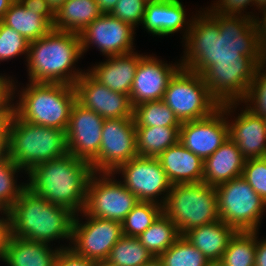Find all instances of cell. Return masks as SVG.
I'll return each instance as SVG.
<instances>
[{"mask_svg":"<svg viewBox=\"0 0 266 266\" xmlns=\"http://www.w3.org/2000/svg\"><path fill=\"white\" fill-rule=\"evenodd\" d=\"M181 44V68L200 75L215 63L261 65L262 49L254 20L245 15H222L207 5L193 18Z\"/></svg>","mask_w":266,"mask_h":266,"instance_id":"1","label":"cell"},{"mask_svg":"<svg viewBox=\"0 0 266 266\" xmlns=\"http://www.w3.org/2000/svg\"><path fill=\"white\" fill-rule=\"evenodd\" d=\"M8 213L11 235L59 249L70 248L75 214L68 208L53 204L26 188Z\"/></svg>","mask_w":266,"mask_h":266,"instance_id":"2","label":"cell"},{"mask_svg":"<svg viewBox=\"0 0 266 266\" xmlns=\"http://www.w3.org/2000/svg\"><path fill=\"white\" fill-rule=\"evenodd\" d=\"M93 172L90 163L67 153L34 166L27 173V188L76 215L84 209L87 186Z\"/></svg>","mask_w":266,"mask_h":266,"instance_id":"3","label":"cell"},{"mask_svg":"<svg viewBox=\"0 0 266 266\" xmlns=\"http://www.w3.org/2000/svg\"><path fill=\"white\" fill-rule=\"evenodd\" d=\"M83 59L79 33L52 29L47 35L30 41L26 59L29 82L61 83L74 86L86 72L78 63Z\"/></svg>","mask_w":266,"mask_h":266,"instance_id":"4","label":"cell"},{"mask_svg":"<svg viewBox=\"0 0 266 266\" xmlns=\"http://www.w3.org/2000/svg\"><path fill=\"white\" fill-rule=\"evenodd\" d=\"M16 78V79H15ZM13 82L14 114L21 120L66 131L75 87L61 83Z\"/></svg>","mask_w":266,"mask_h":266,"instance_id":"5","label":"cell"},{"mask_svg":"<svg viewBox=\"0 0 266 266\" xmlns=\"http://www.w3.org/2000/svg\"><path fill=\"white\" fill-rule=\"evenodd\" d=\"M6 149L9 158L28 173L34 166L68 153L66 131L26 122L14 114Z\"/></svg>","mask_w":266,"mask_h":266,"instance_id":"6","label":"cell"},{"mask_svg":"<svg viewBox=\"0 0 266 266\" xmlns=\"http://www.w3.org/2000/svg\"><path fill=\"white\" fill-rule=\"evenodd\" d=\"M162 212L183 236L193 228L220 219L216 189L203 182L174 184L162 206Z\"/></svg>","mask_w":266,"mask_h":266,"instance_id":"7","label":"cell"},{"mask_svg":"<svg viewBox=\"0 0 266 266\" xmlns=\"http://www.w3.org/2000/svg\"><path fill=\"white\" fill-rule=\"evenodd\" d=\"M219 218L238 232L260 231L266 202L242 177L215 186Z\"/></svg>","mask_w":266,"mask_h":266,"instance_id":"8","label":"cell"},{"mask_svg":"<svg viewBox=\"0 0 266 266\" xmlns=\"http://www.w3.org/2000/svg\"><path fill=\"white\" fill-rule=\"evenodd\" d=\"M162 100L181 123L205 118L220 106L209 93L203 76L186 68L174 74Z\"/></svg>","mask_w":266,"mask_h":266,"instance_id":"9","label":"cell"},{"mask_svg":"<svg viewBox=\"0 0 266 266\" xmlns=\"http://www.w3.org/2000/svg\"><path fill=\"white\" fill-rule=\"evenodd\" d=\"M138 202L137 197L113 172H93L88 182L83 212L122 223Z\"/></svg>","mask_w":266,"mask_h":266,"instance_id":"10","label":"cell"},{"mask_svg":"<svg viewBox=\"0 0 266 266\" xmlns=\"http://www.w3.org/2000/svg\"><path fill=\"white\" fill-rule=\"evenodd\" d=\"M114 174L138 199L164 205L172 184L157 157L137 156L122 164Z\"/></svg>","mask_w":266,"mask_h":266,"instance_id":"11","label":"cell"},{"mask_svg":"<svg viewBox=\"0 0 266 266\" xmlns=\"http://www.w3.org/2000/svg\"><path fill=\"white\" fill-rule=\"evenodd\" d=\"M122 236V223L92 217L82 211L74 216L70 248L86 259L104 260Z\"/></svg>","mask_w":266,"mask_h":266,"instance_id":"12","label":"cell"},{"mask_svg":"<svg viewBox=\"0 0 266 266\" xmlns=\"http://www.w3.org/2000/svg\"><path fill=\"white\" fill-rule=\"evenodd\" d=\"M136 31L129 23L102 14L80 33L83 58L87 51L95 48L104 58L135 51Z\"/></svg>","mask_w":266,"mask_h":266,"instance_id":"13","label":"cell"},{"mask_svg":"<svg viewBox=\"0 0 266 266\" xmlns=\"http://www.w3.org/2000/svg\"><path fill=\"white\" fill-rule=\"evenodd\" d=\"M138 156L133 118L104 119L99 154L91 163L94 172H115Z\"/></svg>","mask_w":266,"mask_h":266,"instance_id":"14","label":"cell"},{"mask_svg":"<svg viewBox=\"0 0 266 266\" xmlns=\"http://www.w3.org/2000/svg\"><path fill=\"white\" fill-rule=\"evenodd\" d=\"M228 123V136L247 159L266 157V125L241 102L223 104Z\"/></svg>","mask_w":266,"mask_h":266,"instance_id":"15","label":"cell"},{"mask_svg":"<svg viewBox=\"0 0 266 266\" xmlns=\"http://www.w3.org/2000/svg\"><path fill=\"white\" fill-rule=\"evenodd\" d=\"M173 61L168 62L154 53L144 52L139 59L129 95L133 107L143 102L163 99L169 81L181 68L180 57Z\"/></svg>","mask_w":266,"mask_h":266,"instance_id":"16","label":"cell"},{"mask_svg":"<svg viewBox=\"0 0 266 266\" xmlns=\"http://www.w3.org/2000/svg\"><path fill=\"white\" fill-rule=\"evenodd\" d=\"M258 67L257 63H215L202 76L209 93L220 105L241 102Z\"/></svg>","mask_w":266,"mask_h":266,"instance_id":"17","label":"cell"},{"mask_svg":"<svg viewBox=\"0 0 266 266\" xmlns=\"http://www.w3.org/2000/svg\"><path fill=\"white\" fill-rule=\"evenodd\" d=\"M103 122L104 118L98 113L76 100L66 130L68 153L91 164L99 154Z\"/></svg>","mask_w":266,"mask_h":266,"instance_id":"18","label":"cell"},{"mask_svg":"<svg viewBox=\"0 0 266 266\" xmlns=\"http://www.w3.org/2000/svg\"><path fill=\"white\" fill-rule=\"evenodd\" d=\"M186 6L182 0L147 2L140 28L144 29V33L146 31L148 35H152L153 38L163 39L180 33L182 36L180 43H182L188 35L193 18L202 8L201 6L198 9L196 6L195 11L189 13L190 10Z\"/></svg>","mask_w":266,"mask_h":266,"instance_id":"19","label":"cell"},{"mask_svg":"<svg viewBox=\"0 0 266 266\" xmlns=\"http://www.w3.org/2000/svg\"><path fill=\"white\" fill-rule=\"evenodd\" d=\"M228 123L221 104L209 116L181 123L180 143L205 160L228 138Z\"/></svg>","mask_w":266,"mask_h":266,"instance_id":"20","label":"cell"},{"mask_svg":"<svg viewBox=\"0 0 266 266\" xmlns=\"http://www.w3.org/2000/svg\"><path fill=\"white\" fill-rule=\"evenodd\" d=\"M76 100L104 119L133 118L130 96L110 90L87 71L75 82Z\"/></svg>","mask_w":266,"mask_h":266,"instance_id":"21","label":"cell"},{"mask_svg":"<svg viewBox=\"0 0 266 266\" xmlns=\"http://www.w3.org/2000/svg\"><path fill=\"white\" fill-rule=\"evenodd\" d=\"M135 50L131 53L105 57L86 67V71L100 84L110 90L130 95L140 57L144 54Z\"/></svg>","mask_w":266,"mask_h":266,"instance_id":"22","label":"cell"},{"mask_svg":"<svg viewBox=\"0 0 266 266\" xmlns=\"http://www.w3.org/2000/svg\"><path fill=\"white\" fill-rule=\"evenodd\" d=\"M157 158L172 185L203 182L204 160L180 141L168 147Z\"/></svg>","mask_w":266,"mask_h":266,"instance_id":"23","label":"cell"},{"mask_svg":"<svg viewBox=\"0 0 266 266\" xmlns=\"http://www.w3.org/2000/svg\"><path fill=\"white\" fill-rule=\"evenodd\" d=\"M245 158L229 137L204 160L203 183L217 186L242 176Z\"/></svg>","mask_w":266,"mask_h":266,"instance_id":"24","label":"cell"},{"mask_svg":"<svg viewBox=\"0 0 266 266\" xmlns=\"http://www.w3.org/2000/svg\"><path fill=\"white\" fill-rule=\"evenodd\" d=\"M59 251L46 243L11 235L2 266H53Z\"/></svg>","mask_w":266,"mask_h":266,"instance_id":"25","label":"cell"},{"mask_svg":"<svg viewBox=\"0 0 266 266\" xmlns=\"http://www.w3.org/2000/svg\"><path fill=\"white\" fill-rule=\"evenodd\" d=\"M237 231L221 219L187 231L183 236L195 246L208 261H220L229 240Z\"/></svg>","mask_w":266,"mask_h":266,"instance_id":"26","label":"cell"},{"mask_svg":"<svg viewBox=\"0 0 266 266\" xmlns=\"http://www.w3.org/2000/svg\"><path fill=\"white\" fill-rule=\"evenodd\" d=\"M102 14L96 0H67L55 12L53 29L80 34Z\"/></svg>","mask_w":266,"mask_h":266,"instance_id":"27","label":"cell"},{"mask_svg":"<svg viewBox=\"0 0 266 266\" xmlns=\"http://www.w3.org/2000/svg\"><path fill=\"white\" fill-rule=\"evenodd\" d=\"M2 22L29 41L37 40L53 29V24L46 17L25 9L18 0L11 4Z\"/></svg>","mask_w":266,"mask_h":266,"instance_id":"28","label":"cell"},{"mask_svg":"<svg viewBox=\"0 0 266 266\" xmlns=\"http://www.w3.org/2000/svg\"><path fill=\"white\" fill-rule=\"evenodd\" d=\"M138 156L158 157L179 141L180 127H135Z\"/></svg>","mask_w":266,"mask_h":266,"instance_id":"29","label":"cell"},{"mask_svg":"<svg viewBox=\"0 0 266 266\" xmlns=\"http://www.w3.org/2000/svg\"><path fill=\"white\" fill-rule=\"evenodd\" d=\"M25 178L27 173L17 166L7 153L0 158V210L8 211L21 196L27 188Z\"/></svg>","mask_w":266,"mask_h":266,"instance_id":"30","label":"cell"},{"mask_svg":"<svg viewBox=\"0 0 266 266\" xmlns=\"http://www.w3.org/2000/svg\"><path fill=\"white\" fill-rule=\"evenodd\" d=\"M180 237L177 226L162 212L138 239L154 257H159Z\"/></svg>","mask_w":266,"mask_h":266,"instance_id":"31","label":"cell"},{"mask_svg":"<svg viewBox=\"0 0 266 266\" xmlns=\"http://www.w3.org/2000/svg\"><path fill=\"white\" fill-rule=\"evenodd\" d=\"M258 231L236 232L220 262L224 266H255Z\"/></svg>","mask_w":266,"mask_h":266,"instance_id":"32","label":"cell"},{"mask_svg":"<svg viewBox=\"0 0 266 266\" xmlns=\"http://www.w3.org/2000/svg\"><path fill=\"white\" fill-rule=\"evenodd\" d=\"M135 127H180L181 122L163 100L138 104L133 110Z\"/></svg>","mask_w":266,"mask_h":266,"instance_id":"33","label":"cell"},{"mask_svg":"<svg viewBox=\"0 0 266 266\" xmlns=\"http://www.w3.org/2000/svg\"><path fill=\"white\" fill-rule=\"evenodd\" d=\"M153 258L138 237L123 235L110 250L107 260L117 266H141Z\"/></svg>","mask_w":266,"mask_h":266,"instance_id":"34","label":"cell"},{"mask_svg":"<svg viewBox=\"0 0 266 266\" xmlns=\"http://www.w3.org/2000/svg\"><path fill=\"white\" fill-rule=\"evenodd\" d=\"M162 213V206L153 202L139 201L122 222V233L139 237Z\"/></svg>","mask_w":266,"mask_h":266,"instance_id":"35","label":"cell"},{"mask_svg":"<svg viewBox=\"0 0 266 266\" xmlns=\"http://www.w3.org/2000/svg\"><path fill=\"white\" fill-rule=\"evenodd\" d=\"M164 266H207V258L184 236H181L159 257Z\"/></svg>","mask_w":266,"mask_h":266,"instance_id":"36","label":"cell"},{"mask_svg":"<svg viewBox=\"0 0 266 266\" xmlns=\"http://www.w3.org/2000/svg\"><path fill=\"white\" fill-rule=\"evenodd\" d=\"M30 41L0 21V64L16 60L19 56L25 65Z\"/></svg>","mask_w":266,"mask_h":266,"instance_id":"37","label":"cell"},{"mask_svg":"<svg viewBox=\"0 0 266 266\" xmlns=\"http://www.w3.org/2000/svg\"><path fill=\"white\" fill-rule=\"evenodd\" d=\"M241 103L251 112L266 116V71L259 66L249 90Z\"/></svg>","mask_w":266,"mask_h":266,"instance_id":"38","label":"cell"},{"mask_svg":"<svg viewBox=\"0 0 266 266\" xmlns=\"http://www.w3.org/2000/svg\"><path fill=\"white\" fill-rule=\"evenodd\" d=\"M242 177L266 202V157L245 160Z\"/></svg>","mask_w":266,"mask_h":266,"instance_id":"39","label":"cell"},{"mask_svg":"<svg viewBox=\"0 0 266 266\" xmlns=\"http://www.w3.org/2000/svg\"><path fill=\"white\" fill-rule=\"evenodd\" d=\"M146 3V0H118L110 15L137 30L142 24Z\"/></svg>","mask_w":266,"mask_h":266,"instance_id":"40","label":"cell"},{"mask_svg":"<svg viewBox=\"0 0 266 266\" xmlns=\"http://www.w3.org/2000/svg\"><path fill=\"white\" fill-rule=\"evenodd\" d=\"M207 6L222 15H245L253 20L258 15L254 0H212Z\"/></svg>","mask_w":266,"mask_h":266,"instance_id":"41","label":"cell"},{"mask_svg":"<svg viewBox=\"0 0 266 266\" xmlns=\"http://www.w3.org/2000/svg\"><path fill=\"white\" fill-rule=\"evenodd\" d=\"M53 266H95V261L77 255L71 248L60 249Z\"/></svg>","mask_w":266,"mask_h":266,"instance_id":"42","label":"cell"},{"mask_svg":"<svg viewBox=\"0 0 266 266\" xmlns=\"http://www.w3.org/2000/svg\"><path fill=\"white\" fill-rule=\"evenodd\" d=\"M11 238V220L8 211L0 210V261L3 262Z\"/></svg>","mask_w":266,"mask_h":266,"instance_id":"43","label":"cell"},{"mask_svg":"<svg viewBox=\"0 0 266 266\" xmlns=\"http://www.w3.org/2000/svg\"><path fill=\"white\" fill-rule=\"evenodd\" d=\"M0 105H14L13 82L15 75L0 71Z\"/></svg>","mask_w":266,"mask_h":266,"instance_id":"44","label":"cell"},{"mask_svg":"<svg viewBox=\"0 0 266 266\" xmlns=\"http://www.w3.org/2000/svg\"><path fill=\"white\" fill-rule=\"evenodd\" d=\"M27 10L36 11V14L46 17L52 24L55 21V13L48 6L47 0H18Z\"/></svg>","mask_w":266,"mask_h":266,"instance_id":"45","label":"cell"},{"mask_svg":"<svg viewBox=\"0 0 266 266\" xmlns=\"http://www.w3.org/2000/svg\"><path fill=\"white\" fill-rule=\"evenodd\" d=\"M14 105H0V139H8Z\"/></svg>","mask_w":266,"mask_h":266,"instance_id":"46","label":"cell"},{"mask_svg":"<svg viewBox=\"0 0 266 266\" xmlns=\"http://www.w3.org/2000/svg\"><path fill=\"white\" fill-rule=\"evenodd\" d=\"M254 22L258 30V42L261 49L266 47V9L258 13Z\"/></svg>","mask_w":266,"mask_h":266,"instance_id":"47","label":"cell"},{"mask_svg":"<svg viewBox=\"0 0 266 266\" xmlns=\"http://www.w3.org/2000/svg\"><path fill=\"white\" fill-rule=\"evenodd\" d=\"M259 234L260 231H258L255 266H266V236H264L265 238H262Z\"/></svg>","mask_w":266,"mask_h":266,"instance_id":"48","label":"cell"},{"mask_svg":"<svg viewBox=\"0 0 266 266\" xmlns=\"http://www.w3.org/2000/svg\"><path fill=\"white\" fill-rule=\"evenodd\" d=\"M118 0H96L97 5L103 14H110Z\"/></svg>","mask_w":266,"mask_h":266,"instance_id":"49","label":"cell"},{"mask_svg":"<svg viewBox=\"0 0 266 266\" xmlns=\"http://www.w3.org/2000/svg\"><path fill=\"white\" fill-rule=\"evenodd\" d=\"M14 1L15 0H0V21H2L5 13Z\"/></svg>","mask_w":266,"mask_h":266,"instance_id":"50","label":"cell"},{"mask_svg":"<svg viewBox=\"0 0 266 266\" xmlns=\"http://www.w3.org/2000/svg\"><path fill=\"white\" fill-rule=\"evenodd\" d=\"M67 0H47L48 6L55 13Z\"/></svg>","mask_w":266,"mask_h":266,"instance_id":"51","label":"cell"},{"mask_svg":"<svg viewBox=\"0 0 266 266\" xmlns=\"http://www.w3.org/2000/svg\"><path fill=\"white\" fill-rule=\"evenodd\" d=\"M255 1V10L259 13L262 10L266 9V0H254Z\"/></svg>","mask_w":266,"mask_h":266,"instance_id":"52","label":"cell"},{"mask_svg":"<svg viewBox=\"0 0 266 266\" xmlns=\"http://www.w3.org/2000/svg\"><path fill=\"white\" fill-rule=\"evenodd\" d=\"M141 266H164L158 257H154L151 261L144 263Z\"/></svg>","mask_w":266,"mask_h":266,"instance_id":"53","label":"cell"},{"mask_svg":"<svg viewBox=\"0 0 266 266\" xmlns=\"http://www.w3.org/2000/svg\"><path fill=\"white\" fill-rule=\"evenodd\" d=\"M7 141L8 139H0V158H2L7 153Z\"/></svg>","mask_w":266,"mask_h":266,"instance_id":"54","label":"cell"},{"mask_svg":"<svg viewBox=\"0 0 266 266\" xmlns=\"http://www.w3.org/2000/svg\"><path fill=\"white\" fill-rule=\"evenodd\" d=\"M95 266H117L107 259L95 261Z\"/></svg>","mask_w":266,"mask_h":266,"instance_id":"55","label":"cell"},{"mask_svg":"<svg viewBox=\"0 0 266 266\" xmlns=\"http://www.w3.org/2000/svg\"><path fill=\"white\" fill-rule=\"evenodd\" d=\"M260 66L266 71V47L262 48L261 65Z\"/></svg>","mask_w":266,"mask_h":266,"instance_id":"56","label":"cell"},{"mask_svg":"<svg viewBox=\"0 0 266 266\" xmlns=\"http://www.w3.org/2000/svg\"><path fill=\"white\" fill-rule=\"evenodd\" d=\"M207 266H224L220 261H209Z\"/></svg>","mask_w":266,"mask_h":266,"instance_id":"57","label":"cell"},{"mask_svg":"<svg viewBox=\"0 0 266 266\" xmlns=\"http://www.w3.org/2000/svg\"><path fill=\"white\" fill-rule=\"evenodd\" d=\"M147 2H150V1H161V0H146Z\"/></svg>","mask_w":266,"mask_h":266,"instance_id":"58","label":"cell"}]
</instances>
